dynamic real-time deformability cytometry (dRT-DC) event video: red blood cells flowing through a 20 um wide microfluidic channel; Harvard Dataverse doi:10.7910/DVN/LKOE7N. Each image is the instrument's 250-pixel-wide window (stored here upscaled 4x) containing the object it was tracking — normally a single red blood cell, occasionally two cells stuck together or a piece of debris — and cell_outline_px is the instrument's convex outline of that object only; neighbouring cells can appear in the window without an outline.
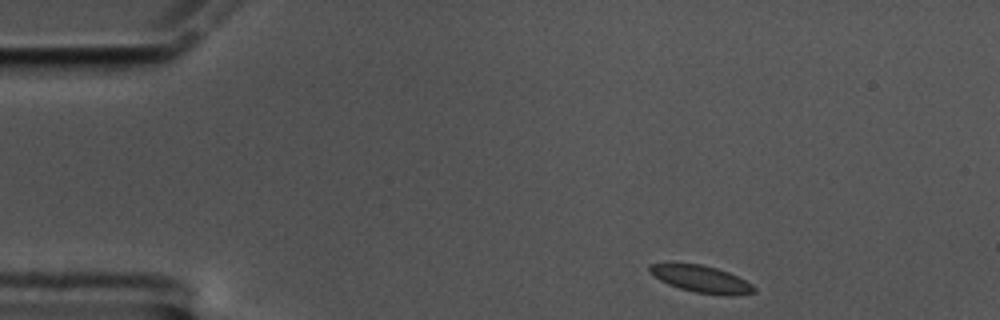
{"species": "common noctule bat (a hibernating species)", "species_latin": "Nyctalus noctula", "temperature_condition": "cold", "stored_images_in_passage": 52, "camera_frame_rate_fps": 3000, "um_per_image_px": 0.085, "animal": {"sex": "male", "body_mass_g": 17.5, "forearm_length_mm": 52.3}, "frame": {"image": 1, "passage_image": 1, "time_ms": 0.0, "image_size_px": [1000, 320], "cell_outline_px": [[756, 292], [736, 296], [724, 296], [696, 292], [680, 288], [668, 284], [660, 280], [648, 272], [648, 264], [700, 264], [716, 268], [728, 272], [752, 284], [756, 288]], "centroid_in_image_um": [59.63, 23.74], "position_along_channel_um": 25.4, "area_um2": 16.36}}
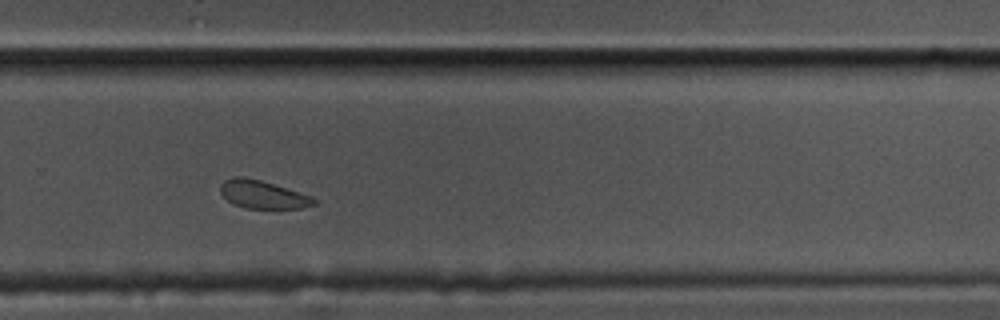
{"frame": {"image": 2, "passage_image": 33, "time_ms": 10.667, "image_size_px": [1000, 320], "cell_outline_px": [[316, 204], [300, 208], [244, 208], [232, 204], [220, 192], [220, 184], [224, 180], [236, 176], [240, 176], [260, 180], [312, 196], [316, 200]], "centroid_in_image_um": [22.31, 16.53], "position_along_channel_um": 307.5, "area_um2": 15.14}}
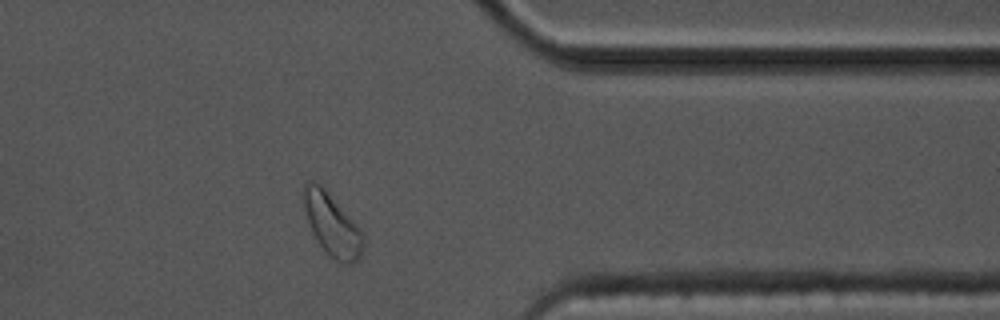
{"frame": {"image": 3, "passage_image": 41, "time_ms": 13.333, "image_size_px": [1000, 320], "cell_outline_px": [[364, 244], [360, 256], [352, 264], [340, 264], [320, 244], [312, 232], [300, 196], [300, 192], [304, 180], [312, 180], [320, 184], [328, 192], [364, 232]], "centroid_in_image_um": [28.19, 19.03], "position_along_channel_um": 383.2, "area_um2": 21.85}}